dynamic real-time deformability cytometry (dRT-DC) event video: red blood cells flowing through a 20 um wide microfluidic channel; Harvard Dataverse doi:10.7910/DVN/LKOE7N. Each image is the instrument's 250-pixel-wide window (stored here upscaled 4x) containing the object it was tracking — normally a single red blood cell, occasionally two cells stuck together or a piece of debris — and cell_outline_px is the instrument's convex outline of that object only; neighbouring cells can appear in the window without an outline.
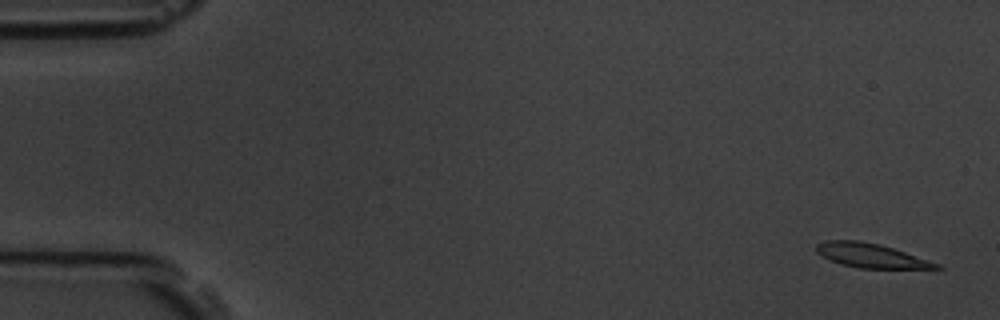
{"species": "common noctule bat (a hibernating species)", "species_latin": "Nyctalus noctula", "temperature_condition": "room temperature", "stored_images_in_passage": 4, "camera_frame_rate_fps": 3000, "um_per_image_px": 0.085, "animal": {"sex": "male", "body_mass_g": 19.5, "forearm_length_mm": 54.6}, "frame": {"image": 1, "passage_image": 1, "time_ms": 0.0, "image_size_px": [1000, 320], "cell_outline_px": [[944, 268], [860, 268], [840, 264], [816, 252], [816, 244], [824, 240], [860, 240], [880, 244], [940, 264]], "centroid_in_image_um": [73.99, 21.71], "position_along_channel_um": 11.0, "area_um2": 16.65}}
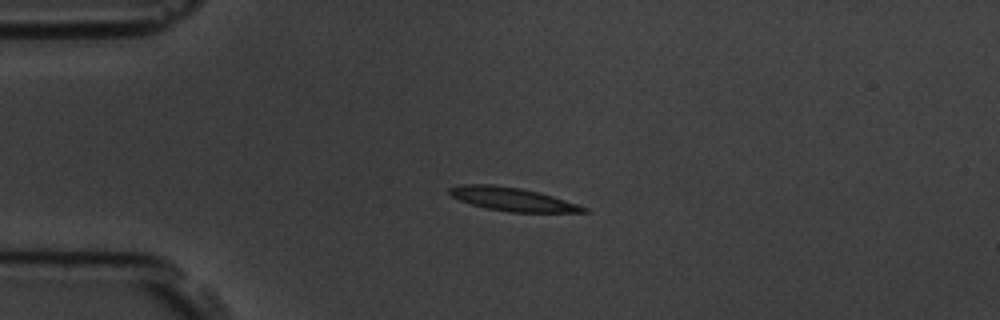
{"frame": {"image": 2, "passage_image": 4, "time_ms": 3.667, "image_size_px": [1000, 320], "cell_outline_px": [[588, 212], [508, 212], [484, 208], [460, 200], [452, 196], [448, 192], [448, 188], [460, 184], [492, 184], [520, 188], [540, 192], [588, 208]], "centroid_in_image_um": [43.5, 16.92], "position_along_channel_um": 41.5, "area_um2": 18.26}}